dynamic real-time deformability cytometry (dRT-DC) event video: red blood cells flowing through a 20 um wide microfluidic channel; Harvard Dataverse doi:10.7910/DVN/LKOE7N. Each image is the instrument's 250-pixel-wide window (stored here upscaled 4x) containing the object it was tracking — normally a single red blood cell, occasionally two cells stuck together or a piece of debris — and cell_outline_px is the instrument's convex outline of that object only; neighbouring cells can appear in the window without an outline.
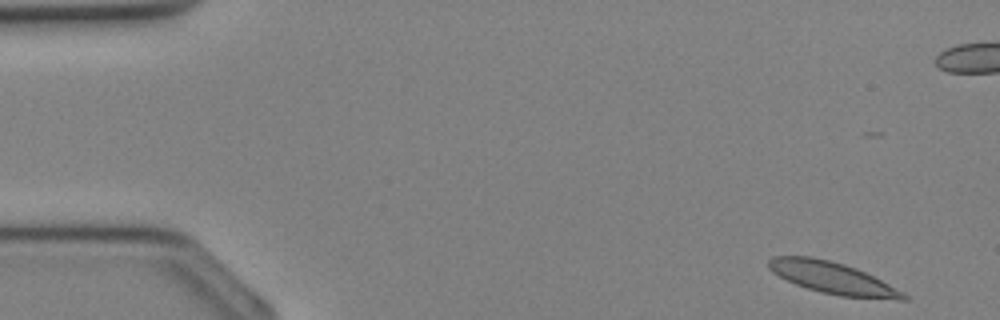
{"species": "Egyptian fruit bat (a non-hibernating species)", "species_latin": "Rousettus aegyptiacus", "temperature_condition": "cold", "stored_images_in_passage": 35, "camera_frame_rate_fps": 3000, "um_per_image_px": 0.085, "animal": {"sex": "female"}, "frame": {"image": 1, "passage_image": 1, "time_ms": 0.0, "image_size_px": [1000, 320], "cell_outline_px": [[908, 300], [896, 300], [840, 296], [820, 292], [796, 284], [772, 272], [768, 268], [768, 260], [772, 256], [812, 256], [844, 264], [856, 268], [904, 292], [908, 296]], "centroid_in_image_um": [70.77, 23.63], "position_along_channel_um": 14.2, "area_um2": 24.8}}
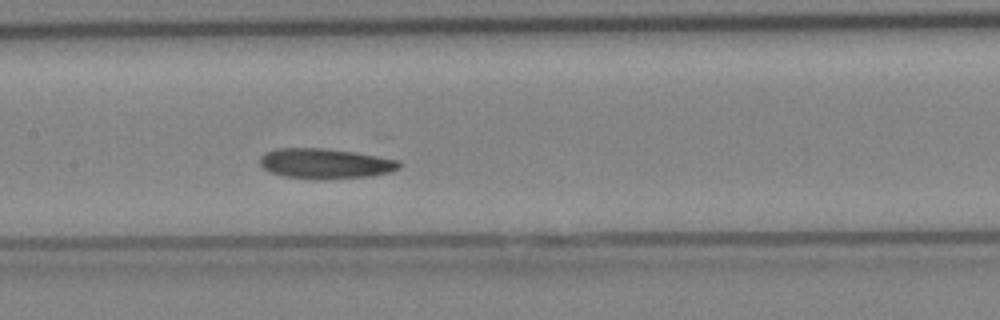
{"frame": {"image": 2, "passage_image": 16, "time_ms": 5.0, "image_size_px": [1000, 320], "cell_outline_px": [[400, 168], [388, 172], [368, 176], [284, 176], [268, 172], [260, 164], [260, 156], [264, 152], [276, 148], [324, 148], [352, 152], [400, 160]], "centroid_in_image_um": [27.59, 13.84], "position_along_channel_um": 179.8, "area_um2": 23.29}}
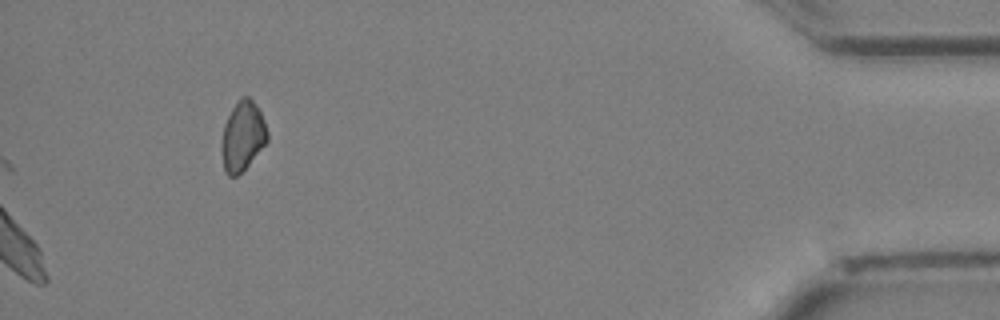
{"frame": {"image": 3, "passage_image": 35, "time_ms": 11.333, "image_size_px": [1000, 320], "cell_outline_px": [[268, 140], [248, 164], [236, 176], [228, 176], [224, 172], [220, 148], [220, 144], [224, 124], [232, 108], [244, 96], [248, 96], [256, 104], [264, 120], [268, 132]], "centroid_in_image_um": [20.59, 11.59], "position_along_channel_um": 414.6, "area_um2": 18.44}}